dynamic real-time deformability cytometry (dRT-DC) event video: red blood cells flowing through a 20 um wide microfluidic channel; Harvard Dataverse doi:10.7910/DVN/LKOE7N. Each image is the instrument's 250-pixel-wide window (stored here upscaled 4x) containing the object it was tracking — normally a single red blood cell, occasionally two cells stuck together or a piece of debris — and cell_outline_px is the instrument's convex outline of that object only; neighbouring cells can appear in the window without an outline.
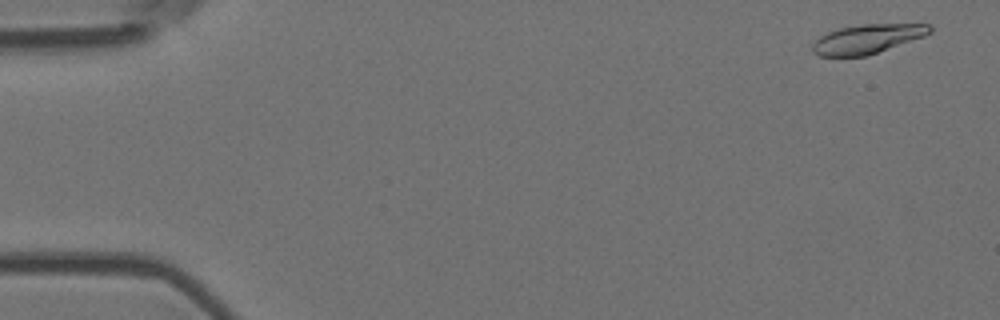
{"species": "Egyptian fruit bat (a non-hibernating species)", "species_latin": "Rousettus aegyptiacus", "temperature_condition": "room temperature", "stored_images_in_passage": 5, "camera_frame_rate_fps": 3000, "um_per_image_px": 0.085, "animal": {"sex": "female"}, "frame": {"image": 1, "passage_image": 1, "time_ms": 0.0, "image_size_px": [1000, 320], "cell_outline_px": [[932, 32], [924, 36], [864, 56], [820, 56], [812, 52], [812, 44], [820, 36], [828, 32], [840, 28], [860, 24], [932, 24]], "centroid_in_image_um": [73.71, 3.3], "position_along_channel_um": 11.3, "area_um2": 19.71}}
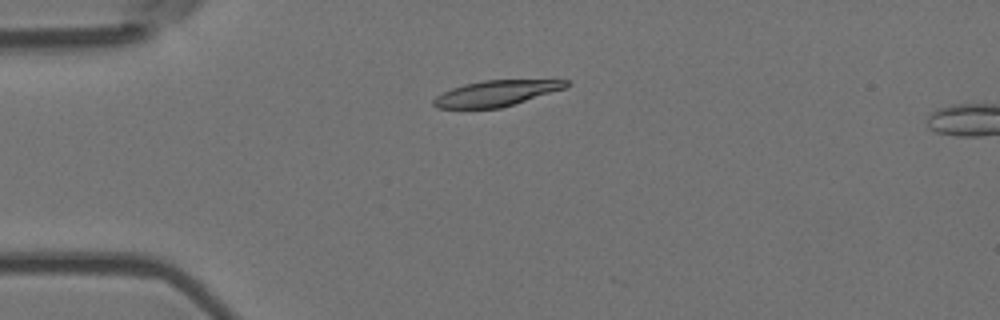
{"frame": {"image": 2, "passage_image": 4, "time_ms": 1.0, "image_size_px": [1000, 320], "cell_outline_px": [[568, 84], [564, 88], [500, 108], [436, 108], [432, 104], [432, 100], [436, 96], [452, 88], [464, 84], [484, 80], [568, 80]], "centroid_in_image_um": [42.1, 7.93], "position_along_channel_um": 42.9, "area_um2": 19.48}}